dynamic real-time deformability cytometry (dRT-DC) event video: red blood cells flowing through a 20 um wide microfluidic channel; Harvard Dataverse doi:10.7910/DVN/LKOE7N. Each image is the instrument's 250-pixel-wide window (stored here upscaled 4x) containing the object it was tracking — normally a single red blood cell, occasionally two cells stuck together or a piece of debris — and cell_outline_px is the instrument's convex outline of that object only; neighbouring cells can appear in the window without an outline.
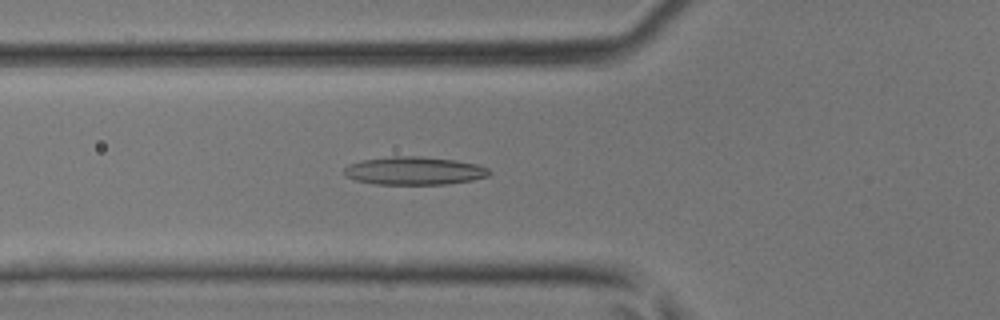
{"species": "common noctule bat (a hibernating species)", "species_latin": "Nyctalus noctula", "temperature_condition": "room temperature", "stored_images_in_passage": 46, "camera_frame_rate_fps": 3000, "um_per_image_px": 0.085, "animal": {"sex": "male", "body_mass_g": 17.9, "forearm_length_mm": 54.2}, "frame": {"image": 1, "passage_image": 16, "time_ms": 5.0, "image_size_px": [1000, 320], "cell_outline_px": [[492, 172], [488, 176], [472, 180], [448, 184], [376, 184], [356, 180], [344, 176], [344, 168], [348, 164], [364, 160], [392, 156], [420, 156], [456, 160], [476, 164], [488, 168]], "centroid_in_image_um": [35.22, 14.51], "position_along_channel_um": 90.6, "area_um2": 23.76}}
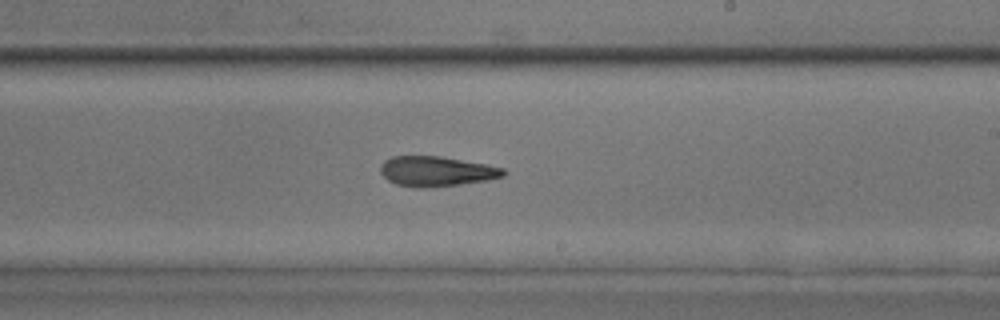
{"frame": {"image": 2, "passage_image": 27, "time_ms": 8.667, "image_size_px": [1000, 320], "cell_outline_px": [[508, 172], [504, 176], [488, 180], [460, 184], [416, 188], [396, 184], [388, 180], [380, 172], [380, 164], [384, 160], [392, 156], [440, 156], [484, 164], [504, 168]], "centroid_in_image_um": [37.08, 14.55], "position_along_channel_um": 251.9, "area_um2": 21.44}}
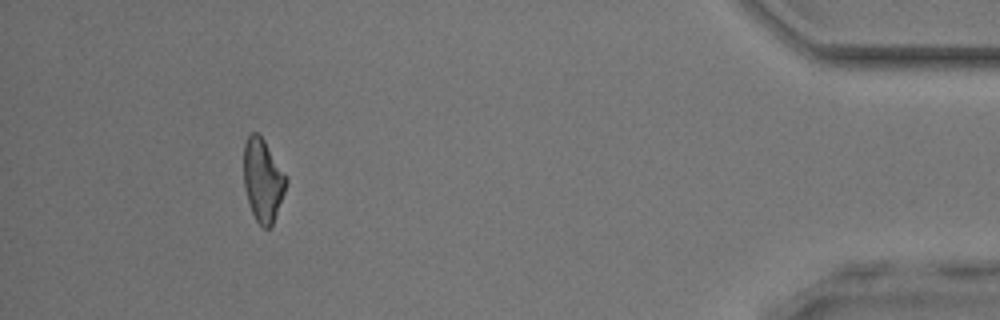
{"frame": {"image": 3, "passage_image": 42, "time_ms": 13.667, "image_size_px": [1000, 320], "cell_outline_px": [[288, 180], [284, 192], [272, 224], [268, 228], [264, 228], [256, 220], [252, 212], [244, 188], [244, 144], [248, 136], [252, 132], [256, 132], [264, 140]], "centroid_in_image_um": [22.32, 15.3], "position_along_channel_um": 412.9, "area_um2": 19.94}}